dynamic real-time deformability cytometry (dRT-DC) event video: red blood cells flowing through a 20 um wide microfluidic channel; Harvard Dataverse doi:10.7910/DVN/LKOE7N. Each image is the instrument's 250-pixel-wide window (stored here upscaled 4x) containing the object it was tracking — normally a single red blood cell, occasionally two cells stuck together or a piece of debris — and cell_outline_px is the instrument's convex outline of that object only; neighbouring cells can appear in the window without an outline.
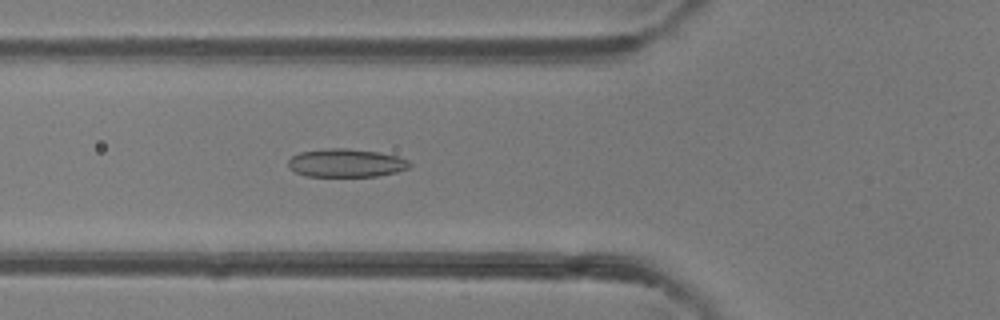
{"species": "common noctule bat (a hibernating species)", "species_latin": "Nyctalus noctula", "temperature_condition": "room temperature", "stored_images_in_passage": 46, "camera_frame_rate_fps": 3000, "um_per_image_px": 0.085, "animal": {"sex": "female"}, "frame": {"image": 1, "passage_image": 16, "time_ms": 5.0, "image_size_px": [1000, 320], "cell_outline_px": [[412, 164], [408, 168], [396, 172], [376, 176], [308, 176], [296, 172], [288, 168], [288, 160], [292, 156], [300, 152], [328, 148], [348, 148], [380, 152], [396, 156], [408, 160]], "centroid_in_image_um": [29.41, 13.84], "position_along_channel_um": 96.4, "area_um2": 20.0}}
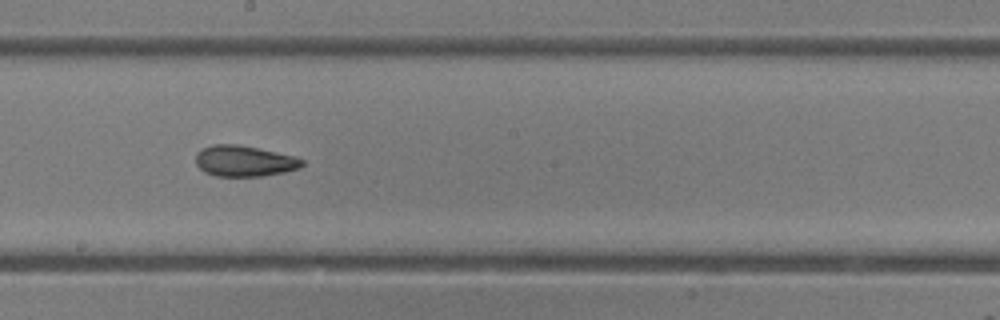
{"frame": {"image": 2, "passage_image": 25, "time_ms": 8.0, "image_size_px": [1000, 320], "cell_outline_px": [[304, 164], [300, 168], [284, 172], [264, 176], [216, 176], [204, 172], [196, 164], [196, 152], [212, 144], [236, 144], [296, 156], [304, 160]], "centroid_in_image_um": [20.77, 13.69], "position_along_channel_um": 227.4, "area_um2": 19.19}}
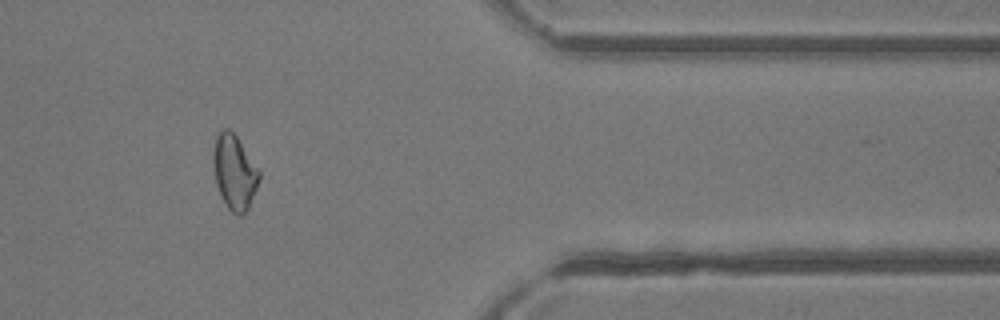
{"frame": {"image": 3, "passage_image": 38, "time_ms": 12.333, "image_size_px": [1000, 320], "cell_outline_px": [[260, 180], [248, 208], [240, 216], [236, 216], [228, 208], [220, 196], [216, 184], [212, 160], [212, 152], [216, 136], [224, 128], [228, 128], [236, 136], [260, 172]], "centroid_in_image_um": [19.9, 14.65], "position_along_channel_um": 391.5, "area_um2": 19.88}, "authors_computed_cell_mechanics": {"area_um2": 20.1433, "velocity_mm_per_s": 4.3537, "shape_relaxation_time_tau1_ms": 9.4471, "shape_relaxation_time_tau2_ms": 2.2855, "deformation_change_tau1": 0.178, "deformation_change_tau2": 0.0897}}